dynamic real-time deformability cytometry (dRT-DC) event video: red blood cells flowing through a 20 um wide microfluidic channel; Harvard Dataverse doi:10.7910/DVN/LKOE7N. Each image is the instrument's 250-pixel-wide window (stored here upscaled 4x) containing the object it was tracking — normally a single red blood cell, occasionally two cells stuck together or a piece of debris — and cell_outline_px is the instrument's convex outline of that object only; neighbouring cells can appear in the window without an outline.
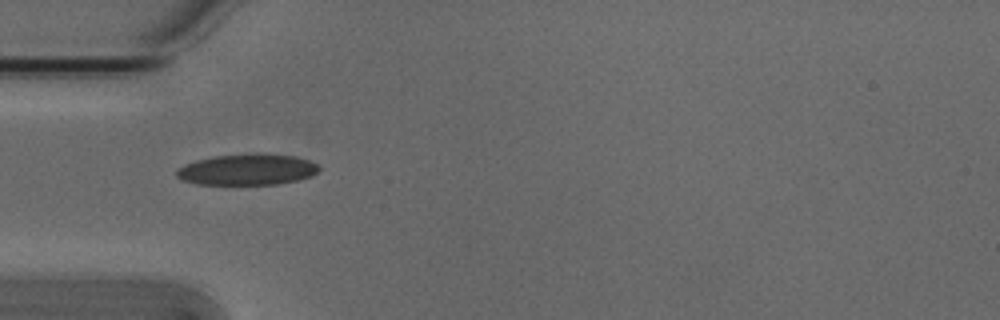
{"species": "Egyptian fruit bat (a non-hibernating species)", "species_latin": "Rousettus aegyptiacus", "temperature_condition": "cold", "stored_images_in_passage": 4, "camera_frame_rate_fps": 3000, "um_per_image_px": 0.085, "animal": {"sex": "male"}, "frame": {"image": 1, "passage_image": 2, "time_ms": 0.333, "image_size_px": [1000, 320], "cell_outline_px": [[320, 168], [312, 176], [296, 180], [276, 184], [196, 184], [180, 180], [176, 176], [176, 172], [184, 164], [196, 160], [216, 156], [252, 152], [260, 152], [296, 156], [308, 160], [316, 164]], "centroid_in_image_um": [21.0, 14.39], "position_along_channel_um": 64.0, "area_um2": 26.01}}
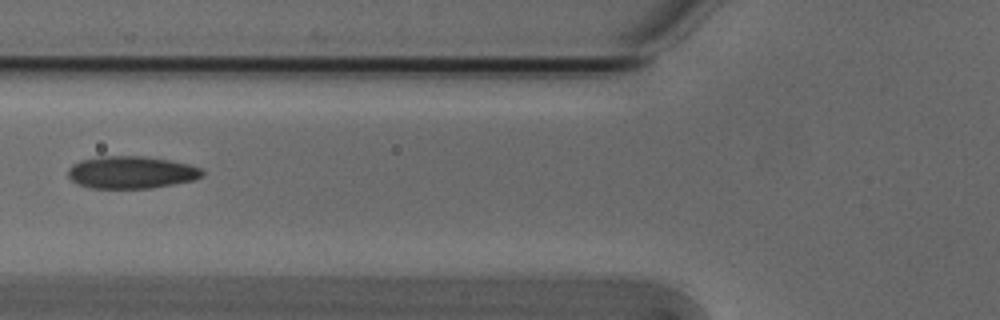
{"frame": {"image": 2, "passage_image": 3, "time_ms": 0.667, "image_size_px": [1000, 320], "cell_outline_px": [[204, 176], [192, 180], [172, 184], [148, 188], [88, 188], [76, 184], [68, 176], [68, 168], [72, 164], [80, 160], [100, 156], [144, 156], [172, 160], [188, 164], [200, 168], [204, 172]], "centroid_in_image_um": [11.13, 14.64], "position_along_channel_um": 114.7, "area_um2": 25.43}}
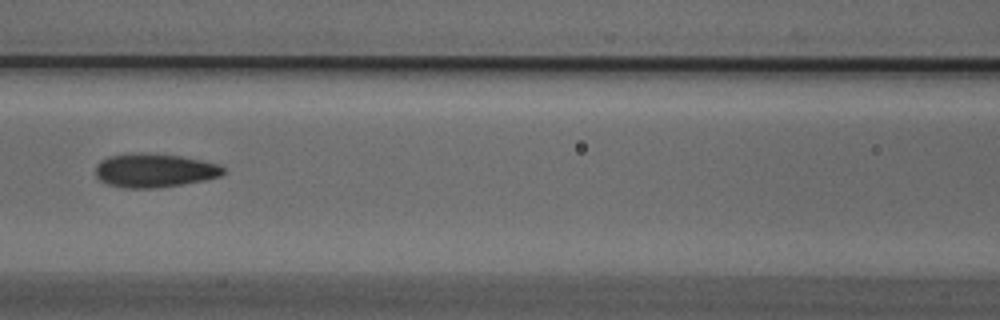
{"frame": {"image": 3, "passage_image": 4, "time_ms": 1.0, "image_size_px": [1000, 320], "cell_outline_px": [[224, 172], [220, 176], [204, 180], [156, 188], [124, 188], [108, 184], [100, 180], [96, 176], [96, 164], [100, 160], [108, 156], [132, 152], [148, 152], [180, 156], [220, 164], [224, 168]], "centroid_in_image_um": [13.09, 14.47], "position_along_channel_um": 153.5, "area_um2": 25.32}}